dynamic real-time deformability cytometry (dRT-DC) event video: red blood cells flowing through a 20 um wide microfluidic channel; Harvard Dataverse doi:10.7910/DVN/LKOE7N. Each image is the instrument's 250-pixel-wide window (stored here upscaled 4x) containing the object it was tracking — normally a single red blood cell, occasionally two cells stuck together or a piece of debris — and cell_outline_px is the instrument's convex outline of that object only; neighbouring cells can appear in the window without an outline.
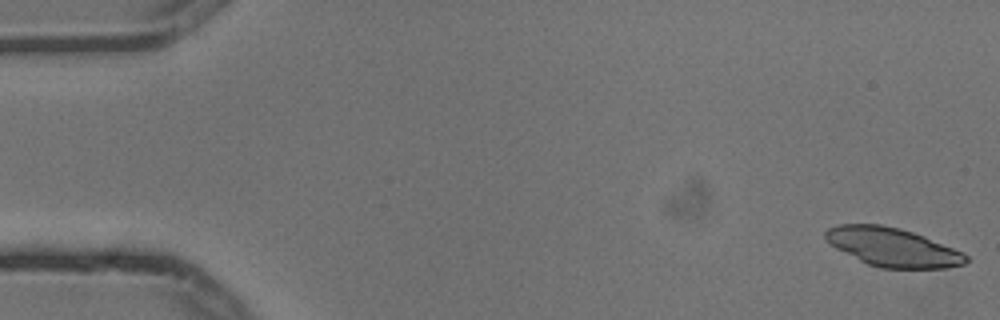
{"species": "common noctule bat (a hibernating species)", "species_latin": "Nyctalus noctula", "temperature_condition": "cold", "stored_images_in_passage": 4, "camera_frame_rate_fps": 3000, "um_per_image_px": 0.085, "animal": {"sex": "male", "body_mass_g": 13.3}, "frame": {"image": 1, "passage_image": 1, "time_ms": 0.0, "image_size_px": [1000, 320], "cell_outline_px": [[968, 260], [964, 264], [944, 268], [880, 268], [868, 264], [836, 248], [824, 236], [824, 232], [828, 228], [840, 224], [880, 224], [900, 228], [924, 236], [964, 252], [968, 256]], "centroid_in_image_um": [75.89, 21.01], "position_along_channel_um": 9.1, "area_um2": 31.44}}